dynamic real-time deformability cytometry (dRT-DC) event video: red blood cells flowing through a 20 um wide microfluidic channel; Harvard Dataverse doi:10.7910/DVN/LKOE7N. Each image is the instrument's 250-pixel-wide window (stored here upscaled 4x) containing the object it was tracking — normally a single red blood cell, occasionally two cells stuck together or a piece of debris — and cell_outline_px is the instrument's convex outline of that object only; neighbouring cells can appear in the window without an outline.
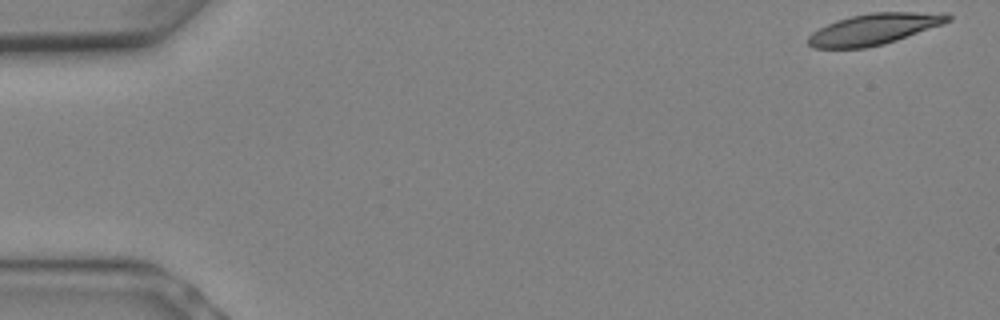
{"species": "Egyptian fruit bat (a non-hibernating species)", "species_latin": "Rousettus aegyptiacus", "temperature_condition": "warm", "stored_images_in_passage": 8, "camera_frame_rate_fps": 3000, "um_per_image_px": 0.085, "animal": {"sex": "female"}, "frame": {"image": 1, "passage_image": 1, "time_ms": 0.0, "image_size_px": [1000, 320], "cell_outline_px": [[952, 20], [944, 24], [884, 44], [864, 48], [812, 48], [808, 44], [808, 36], [812, 32], [836, 20], [868, 12], [948, 12], [952, 16]], "centroid_in_image_um": [74.35, 2.46], "position_along_channel_um": 10.7, "area_um2": 25.49}}
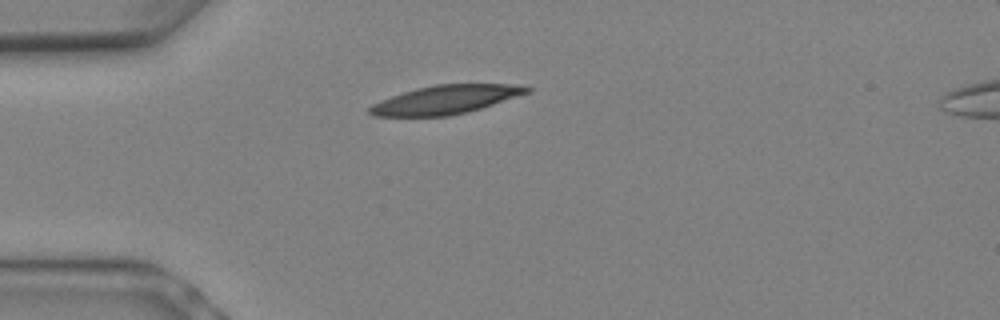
{"frame": {"image": 2, "passage_image": 6, "time_ms": 1.667, "image_size_px": [1000, 320], "cell_outline_px": [[532, 92], [468, 112], [448, 116], [372, 116], [368, 112], [368, 108], [372, 104], [392, 96], [416, 88], [436, 84], [520, 84], [532, 88]], "centroid_in_image_um": [37.92, 8.46], "position_along_channel_um": 47.1, "area_um2": 26.3}}
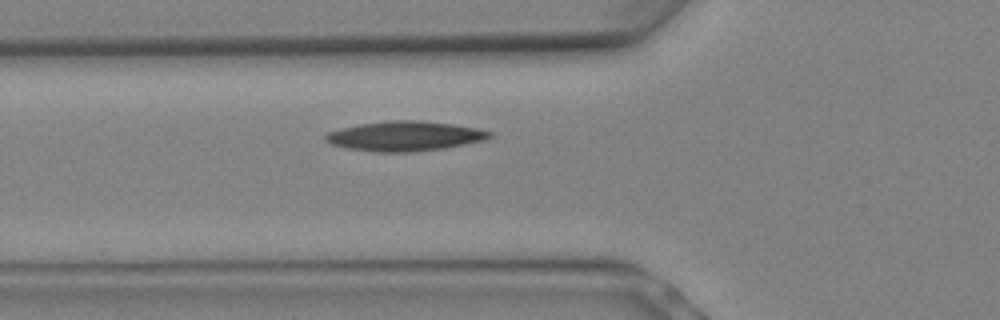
{"frame": {"image": 3, "passage_image": 8, "time_ms": 2.333, "image_size_px": [1000, 320], "cell_outline_px": [[492, 136], [484, 140], [444, 148], [412, 152], [376, 152], [344, 148], [332, 144], [324, 140], [324, 136], [328, 132], [360, 124], [392, 120], [412, 120], [452, 124], [476, 128], [492, 132]], "centroid_in_image_um": [34.38, 11.58], "position_along_channel_um": 91.4, "area_um2": 28.21}}